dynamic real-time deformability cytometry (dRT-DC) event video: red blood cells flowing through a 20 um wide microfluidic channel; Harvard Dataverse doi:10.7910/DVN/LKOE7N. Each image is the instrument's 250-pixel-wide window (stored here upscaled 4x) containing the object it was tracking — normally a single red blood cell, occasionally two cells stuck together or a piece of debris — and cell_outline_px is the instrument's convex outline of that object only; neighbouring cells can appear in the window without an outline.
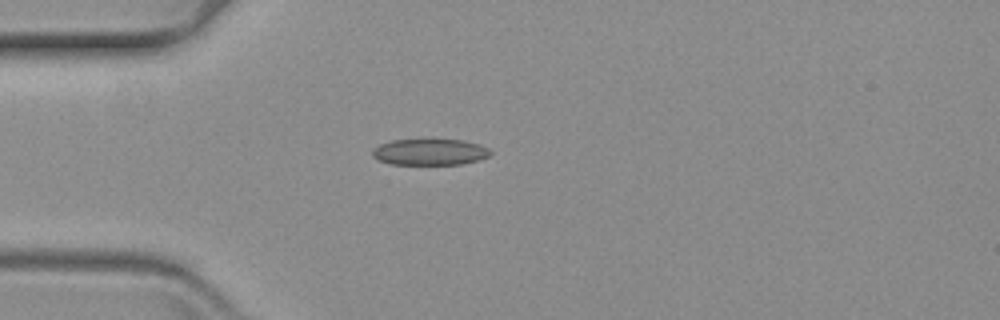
{"species": "common noctule bat (a hibernating species)", "species_latin": "Nyctalus noctula", "temperature_condition": "warm", "stored_images_in_passage": 45, "camera_frame_rate_fps": 3000, "um_per_image_px": 0.085, "animal": {"sex": "female", "body_mass_g": 19.3, "forearm_length_mm": 54.1}, "frame": {"image": 1, "passage_image": 1, "time_ms": 0.0, "image_size_px": [1000, 320], "cell_outline_px": [[492, 152], [488, 156], [476, 160], [460, 164], [392, 164], [380, 160], [372, 156], [372, 148], [380, 144], [392, 140], [464, 140], [480, 144], [488, 148]], "centroid_in_image_um": [36.52, 12.91], "position_along_channel_um": 48.5, "area_um2": 17.86}}
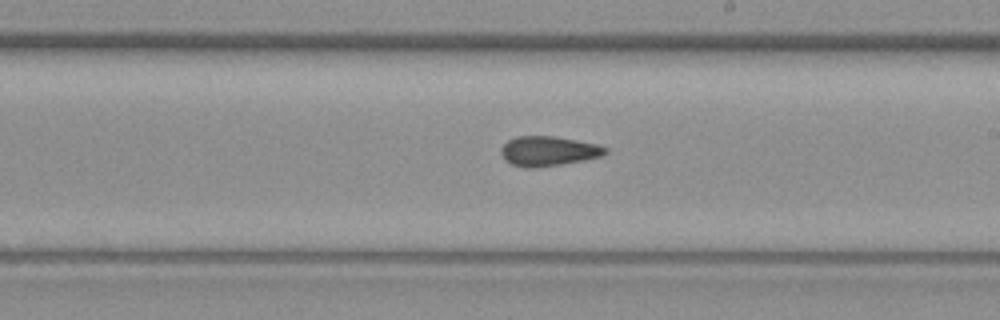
{"frame": {"image": 2, "passage_image": 19, "time_ms": 6.0, "image_size_px": [1000, 320], "cell_outline_px": [[608, 152], [600, 156], [584, 160], [536, 168], [524, 168], [512, 164], [504, 160], [500, 152], [500, 148], [508, 140], [516, 136], [552, 136], [576, 140], [596, 144], [608, 148]], "centroid_in_image_um": [46.57, 12.85], "position_along_channel_um": 242.4, "area_um2": 18.09}}
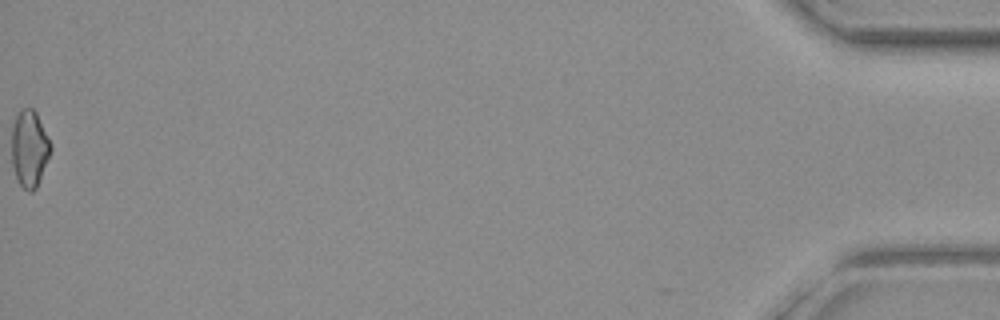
{"frame": {"image": 3, "passage_image": 45, "time_ms": 14.667, "image_size_px": [1000, 320], "cell_outline_px": [[52, 148], [36, 188], [32, 192], [28, 192], [16, 180], [12, 164], [12, 124], [20, 108], [32, 108], [36, 112], [52, 144]], "centroid_in_image_um": [2.49, 12.62], "position_along_channel_um": 432.7, "area_um2": 17.51}}